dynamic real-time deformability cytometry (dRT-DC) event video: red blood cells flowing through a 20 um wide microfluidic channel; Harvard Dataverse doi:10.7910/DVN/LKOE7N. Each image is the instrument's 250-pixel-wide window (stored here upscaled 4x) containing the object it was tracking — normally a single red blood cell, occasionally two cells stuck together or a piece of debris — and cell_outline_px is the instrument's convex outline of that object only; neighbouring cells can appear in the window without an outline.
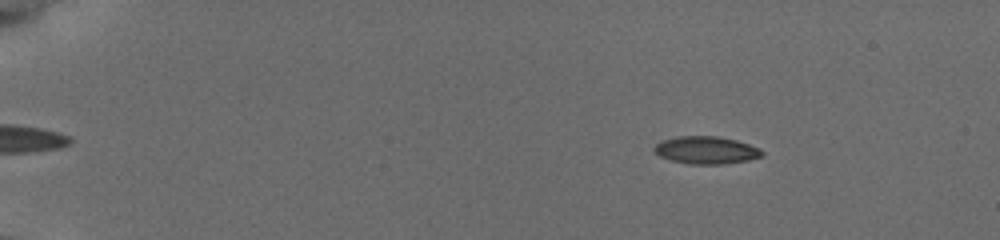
{"species": "common noctule bat (a hibernating species)", "species_latin": "Nyctalus noctula", "temperature_condition": "cold", "stored_images_in_passage": 53, "camera_frame_rate_fps": 3000, "um_per_image_px": 0.085, "animal": {"sex": "female", "body_mass_g": 19.5, "forearm_length_mm": 54.1}, "frame": {"image": 1, "passage_image": 6, "time_ms": 1.667, "image_size_px": [1000, 240], "cell_outline_px": [[764, 156], [748, 160], [724, 164], [692, 164], [672, 160], [660, 156], [652, 152], [652, 148], [660, 140], [676, 136], [716, 136], [736, 140], [760, 148], [764, 152]], "centroid_in_image_um": [60.0, 12.75], "position_along_channel_um": 25.0, "area_um2": 17.46}}
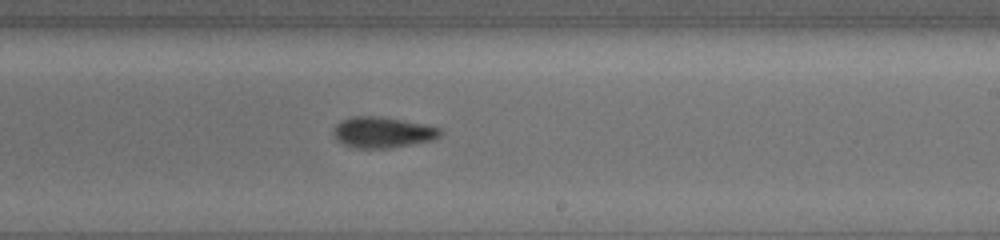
{"frame": {"image": 2, "passage_image": 33, "time_ms": 10.667, "image_size_px": [1000, 240], "cell_outline_px": [[444, 132], [440, 136], [432, 140], [412, 144], [388, 148], [356, 148], [344, 144], [336, 140], [336, 124], [344, 120], [356, 116], [376, 116], [424, 124], [444, 128]], "centroid_in_image_um": [32.6, 11.26], "position_along_channel_um": 256.4, "area_um2": 18.9}}
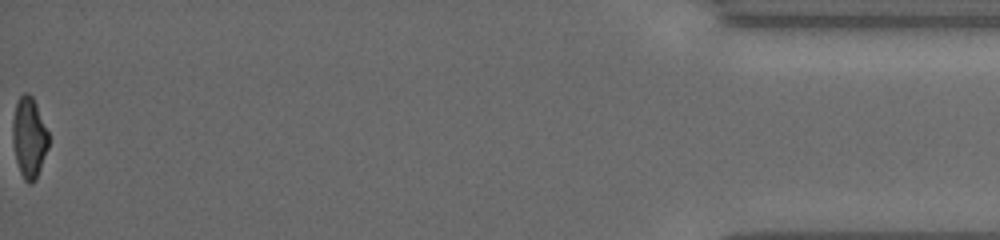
{"frame": {"image": 3, "passage_image": 53, "time_ms": 17.333, "image_size_px": [1000, 240], "cell_outline_px": [[48, 148], [36, 180], [32, 184], [28, 184], [24, 180], [20, 172], [16, 160], [12, 140], [12, 120], [16, 104], [20, 96], [24, 92], [28, 92], [32, 96], [36, 104], [48, 132]], "centroid_in_image_um": [2.46, 11.71], "position_along_channel_um": 432.7, "area_um2": 16.94}, "authors_computed_cell_mechanics": {"area_um2": 18.0336, "velocity_mm_per_s": 3.8498, "shape_relaxation_time_tau1_ms": 3.6972, "shape_relaxation_time_tau2_ms": 4.2895, "deformation_change_tau1": 0.1426, "deformation_change_tau2": 0.0924}}